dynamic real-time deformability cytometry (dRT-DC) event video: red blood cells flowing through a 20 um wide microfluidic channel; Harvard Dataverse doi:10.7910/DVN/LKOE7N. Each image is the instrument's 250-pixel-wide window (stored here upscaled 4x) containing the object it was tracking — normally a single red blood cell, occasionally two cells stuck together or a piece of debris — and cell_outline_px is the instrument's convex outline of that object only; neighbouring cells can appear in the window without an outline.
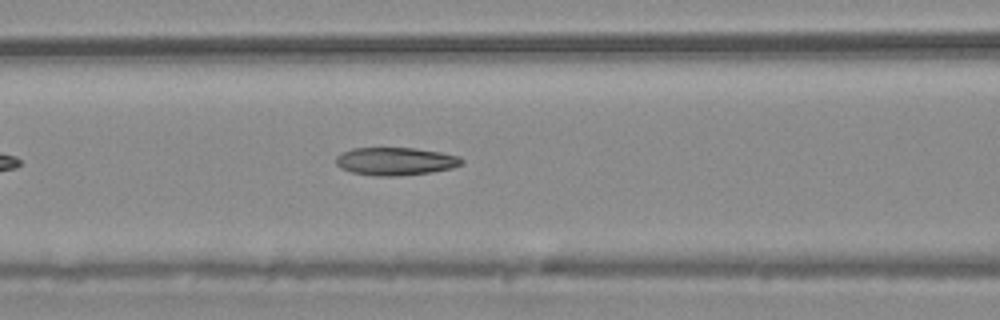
{"species": "common noctule bat (a hibernating species)", "species_latin": "Nyctalus noctula", "temperature_condition": "warm", "stored_images_in_passage": 17, "camera_frame_rate_fps": 3000, "um_per_image_px": 0.085, "animal": {"sex": "male", "body_mass_g": 20.4}, "frame": {"image": 1, "passage_image": 10, "time_ms": 3.0, "image_size_px": [1000, 320], "cell_outline_px": [[464, 160], [460, 164], [452, 168], [432, 172], [400, 176], [376, 176], [352, 172], [340, 168], [336, 164], [336, 156], [352, 148], [416, 148], [440, 152], [460, 156]], "centroid_in_image_um": [33.62, 13.71], "position_along_channel_um": 133.0, "area_um2": 20.46}}